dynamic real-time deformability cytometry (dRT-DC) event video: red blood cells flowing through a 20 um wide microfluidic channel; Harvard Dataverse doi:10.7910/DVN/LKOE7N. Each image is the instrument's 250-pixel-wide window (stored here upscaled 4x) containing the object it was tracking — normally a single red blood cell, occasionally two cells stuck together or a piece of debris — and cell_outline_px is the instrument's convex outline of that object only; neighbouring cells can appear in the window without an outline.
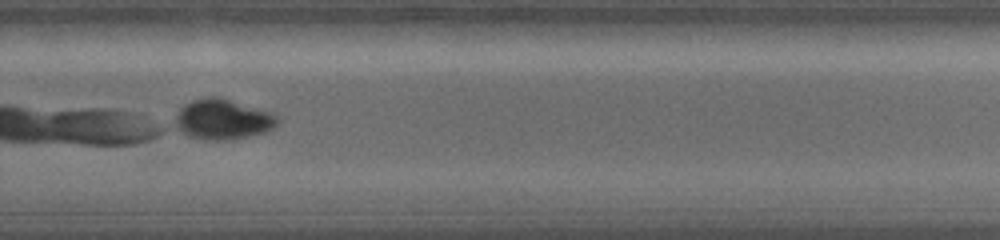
{"species": "common noctule bat (a hibernating species)", "species_latin": "Nyctalus noctula", "temperature_condition": "warm", "stored_images_in_passage": 16, "camera_frame_rate_fps": 5000, "um_per_image_px": 0.085, "animal": {"sex": "female", "body_mass_g": 19.0, "forearm_length_mm": 56.7}, "frame": {"image": 1, "passage_image": 16, "time_ms": 7.4, "image_size_px": [1000, 240], "cell_outline_px": [[280, 120], [272, 128], [264, 132], [248, 136], [228, 140], [208, 140], [188, 136], [176, 128], [176, 116], [180, 108], [184, 104], [192, 100], [212, 96], [216, 96], [268, 112], [280, 116]], "centroid_in_image_um": [18.91, 10.15], "position_along_channel_um": 310.9, "area_um2": 23.64}}